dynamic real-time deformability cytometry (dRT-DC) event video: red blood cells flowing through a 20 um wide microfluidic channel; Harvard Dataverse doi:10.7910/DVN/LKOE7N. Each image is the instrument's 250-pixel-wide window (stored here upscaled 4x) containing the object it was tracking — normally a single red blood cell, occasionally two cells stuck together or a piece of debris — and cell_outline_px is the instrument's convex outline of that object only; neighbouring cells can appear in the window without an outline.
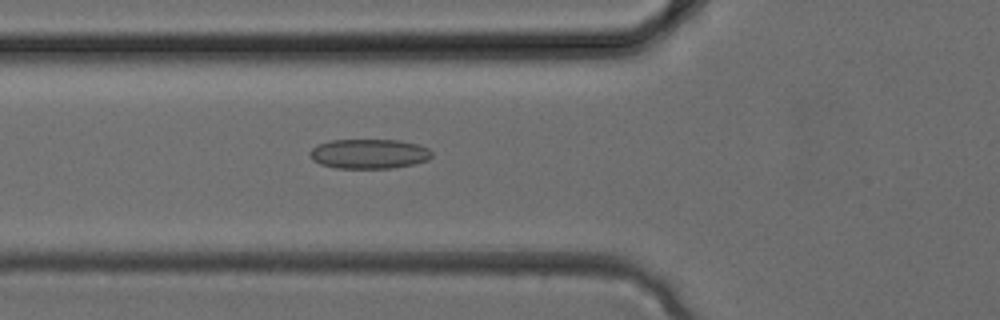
{"species": "common noctule bat (a hibernating species)", "species_latin": "Nyctalus noctula", "temperature_condition": "cold", "stored_images_in_passage": 28, "camera_frame_rate_fps": 3000, "um_per_image_px": 0.085, "animal": {"sex": "female", "body_mass_g": 24.6, "forearm_length_mm": 56.2}, "frame": {"image": 1, "passage_image": 6, "time_ms": 1.667, "image_size_px": [1000, 320], "cell_outline_px": [[432, 156], [428, 160], [412, 164], [392, 168], [336, 168], [320, 164], [312, 160], [308, 156], [308, 152], [316, 144], [332, 140], [400, 140], [420, 144], [428, 148], [432, 152]], "centroid_in_image_um": [31.34, 13.07], "position_along_channel_um": 94.5, "area_um2": 21.33}}
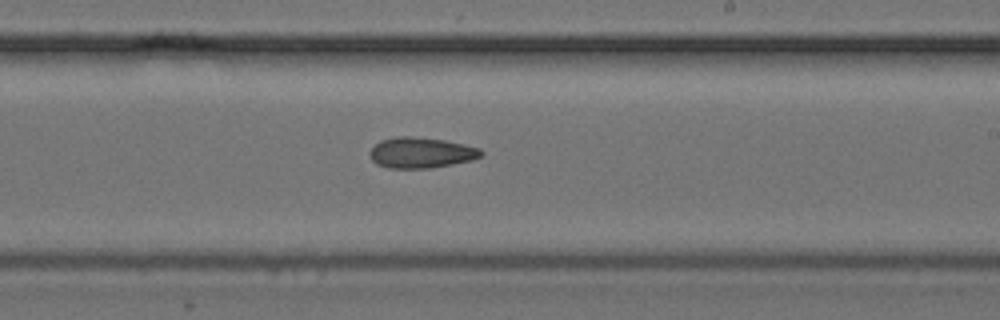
{"frame": {"image": 2, "passage_image": 14, "time_ms": 4.333, "image_size_px": [1000, 320], "cell_outline_px": [[484, 156], [472, 160], [432, 168], [388, 168], [376, 164], [372, 160], [368, 152], [380, 140], [396, 136], [408, 136], [444, 140], [464, 144], [480, 148], [484, 152]], "centroid_in_image_um": [35.8, 12.98], "position_along_channel_um": 253.2, "area_um2": 20.06}}
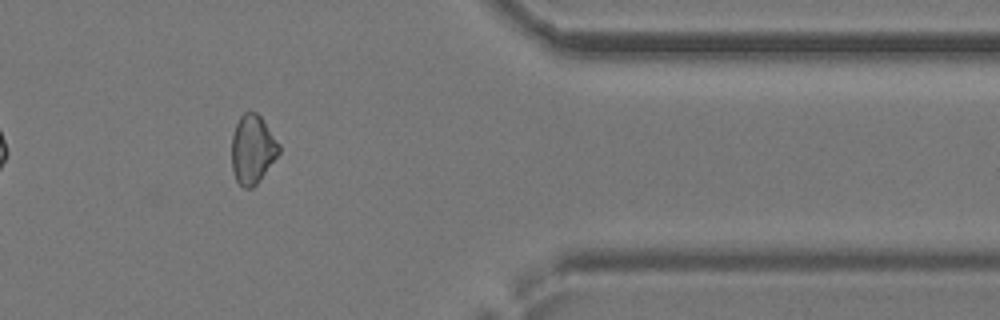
{"frame": {"image": 3, "passage_image": 22, "time_ms": 7.0, "image_size_px": [1000, 320], "cell_outline_px": [[280, 152], [260, 180], [252, 188], [244, 188], [236, 180], [232, 168], [232, 136], [236, 124], [240, 116], [244, 112], [256, 112], [260, 116], [280, 144]], "centroid_in_image_um": [21.47, 12.7], "position_along_channel_um": 389.9, "area_um2": 18.84}}